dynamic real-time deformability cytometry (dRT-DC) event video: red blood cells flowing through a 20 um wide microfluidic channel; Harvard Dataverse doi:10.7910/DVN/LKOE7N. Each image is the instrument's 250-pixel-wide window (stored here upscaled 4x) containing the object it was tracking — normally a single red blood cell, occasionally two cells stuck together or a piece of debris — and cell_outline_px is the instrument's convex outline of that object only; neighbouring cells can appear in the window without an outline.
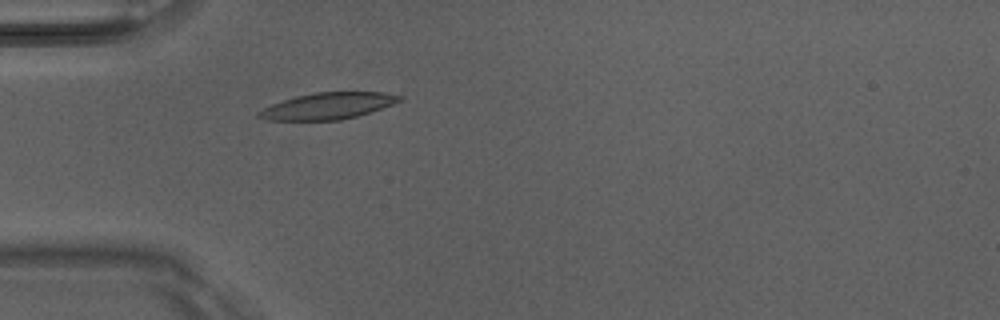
{"species": "Egyptian fruit bat (a non-hibernating species)", "species_latin": "Rousettus aegyptiacus", "temperature_condition": "room temperature", "stored_images_in_passage": 1, "camera_frame_rate_fps": 3000, "um_per_image_px": 0.085, "animal": {"sex": "male"}, "frame": {"image": 1, "passage_image": 1, "time_ms": 0.0, "image_size_px": [1000, 320], "cell_outline_px": [[404, 100], [372, 112], [340, 120], [268, 120], [256, 116], [256, 112], [272, 104], [296, 96], [316, 92], [384, 92], [404, 96]], "centroid_in_image_um": [27.92, 9.0], "position_along_channel_um": 57.1, "area_um2": 21.79}}